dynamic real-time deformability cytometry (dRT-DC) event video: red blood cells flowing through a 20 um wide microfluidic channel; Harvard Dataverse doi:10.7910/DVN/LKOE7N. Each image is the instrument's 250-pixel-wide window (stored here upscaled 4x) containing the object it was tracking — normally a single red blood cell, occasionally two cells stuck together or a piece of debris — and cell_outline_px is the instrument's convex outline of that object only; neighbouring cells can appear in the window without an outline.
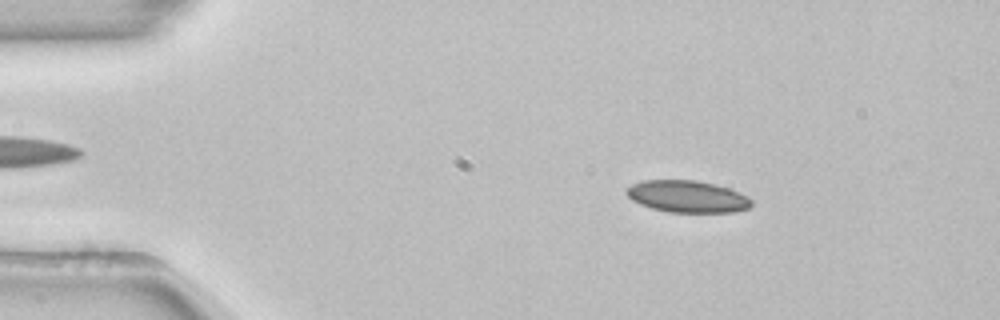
{"species": "common noctule bat (a hibernating species)", "species_latin": "Nyctalus noctula", "temperature_condition": "room temperature", "stored_images_in_passage": 52, "camera_frame_rate_fps": 3000, "um_per_image_px": 0.085, "animal": {"sex": "female", "body_mass_g": 22.7, "forearm_length_mm": 54.2}, "frame": {"image": 1, "passage_image": 8, "time_ms": 2.333, "image_size_px": [1000, 320], "cell_outline_px": [[752, 204], [748, 208], [732, 212], [668, 212], [652, 208], [640, 204], [632, 200], [628, 196], [628, 188], [632, 184], [644, 180], [696, 180], [716, 184], [728, 188], [748, 196], [752, 200]], "centroid_in_image_um": [58.45, 16.7], "position_along_channel_um": 26.6, "area_um2": 23.12}}
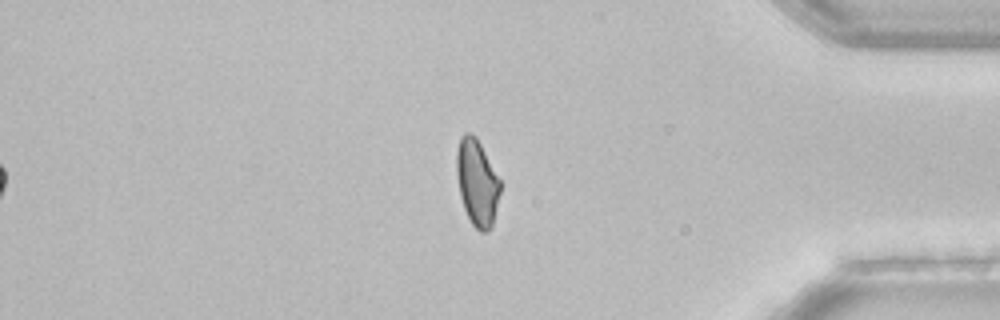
{"frame": {"image": 2, "passage_image": 44, "time_ms": 14.333, "image_size_px": [1000, 320], "cell_outline_px": [[500, 192], [492, 224], [488, 232], [480, 232], [472, 224], [464, 208], [460, 196], [456, 176], [456, 152], [460, 136], [464, 132], [472, 132], [476, 136], [500, 180]], "centroid_in_image_um": [40.52, 15.48], "position_along_channel_um": 394.7, "area_um2": 21.96}, "authors_computed_cell_mechanics": {"area_um2": 22.9466, "velocity_mm_per_s": 3.8722, "shape_relaxation_time_tau1_ms": null, "shape_relaxation_time_tau2_ms": 4.0329, "deformation_change_tau1": null, "deformation_change_tau2": 0.0745}}